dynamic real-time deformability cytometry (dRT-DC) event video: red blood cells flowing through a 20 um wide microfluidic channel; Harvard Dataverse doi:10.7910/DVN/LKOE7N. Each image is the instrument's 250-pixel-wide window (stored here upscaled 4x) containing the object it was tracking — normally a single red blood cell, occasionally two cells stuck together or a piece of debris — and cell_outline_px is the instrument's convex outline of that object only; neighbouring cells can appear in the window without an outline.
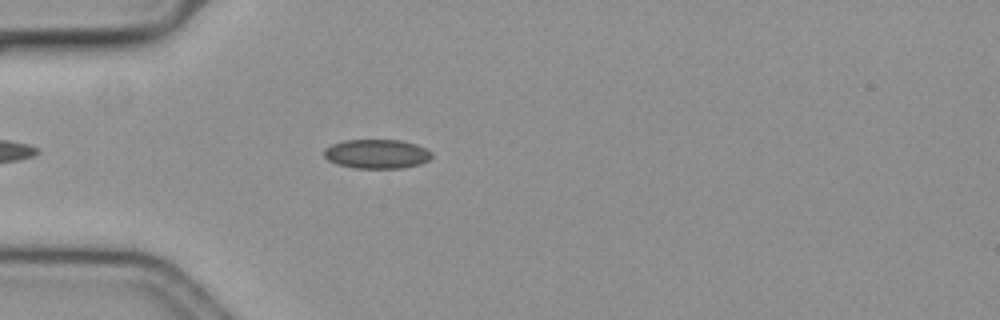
{"species": "common noctule bat (a hibernating species)", "species_latin": "Nyctalus noctula", "temperature_condition": "cold", "stored_images_in_passage": 29, "camera_frame_rate_fps": 3000, "um_per_image_px": 0.085, "animal": {"sex": "female", "body_mass_g": 19.3, "forearm_length_mm": 54.1}, "frame": {"image": 1, "passage_image": 4, "time_ms": 1.0, "image_size_px": [1000, 320], "cell_outline_px": [[432, 156], [428, 160], [420, 164], [404, 168], [356, 168], [336, 164], [328, 160], [324, 156], [324, 148], [332, 144], [344, 140], [400, 140], [416, 144], [432, 152]], "centroid_in_image_um": [32.02, 13.08], "position_along_channel_um": 53.0, "area_um2": 18.38}}
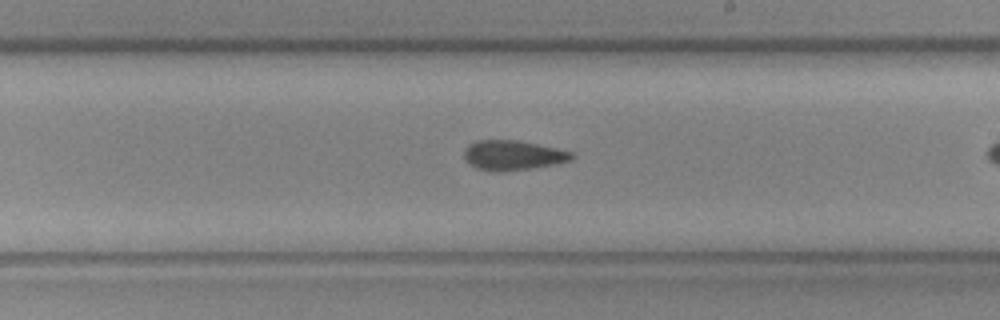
{"frame": {"image": 2, "passage_image": 17, "time_ms": 5.333, "image_size_px": [1000, 320], "cell_outline_px": [[576, 156], [572, 160], [552, 164], [504, 172], [496, 172], [476, 168], [464, 160], [464, 148], [468, 144], [476, 140], [516, 140], [536, 144], [572, 152]], "centroid_in_image_um": [43.53, 13.2], "position_along_channel_um": 245.5, "area_um2": 18.61}}
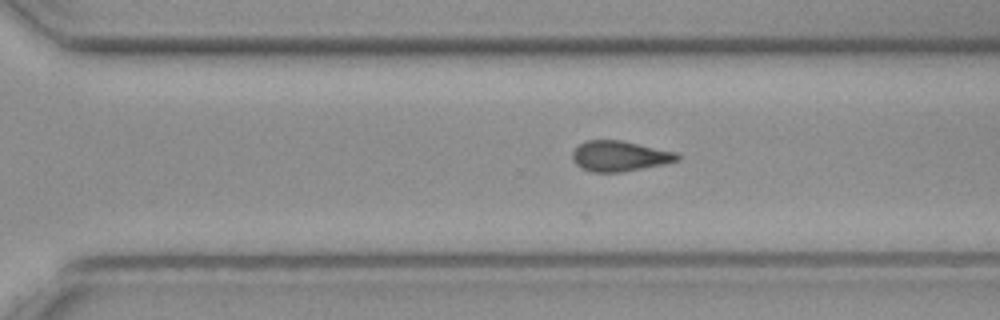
{"frame": {"image": 3, "passage_image": 23, "time_ms": 7.333, "image_size_px": [1000, 320], "cell_outline_px": [[680, 160], [664, 164], [620, 172], [592, 172], [576, 164], [572, 160], [572, 152], [584, 140], [620, 140], [676, 152], [680, 156]], "centroid_in_image_um": [52.66, 13.26], "position_along_channel_um": 317.9, "area_um2": 18.44}}